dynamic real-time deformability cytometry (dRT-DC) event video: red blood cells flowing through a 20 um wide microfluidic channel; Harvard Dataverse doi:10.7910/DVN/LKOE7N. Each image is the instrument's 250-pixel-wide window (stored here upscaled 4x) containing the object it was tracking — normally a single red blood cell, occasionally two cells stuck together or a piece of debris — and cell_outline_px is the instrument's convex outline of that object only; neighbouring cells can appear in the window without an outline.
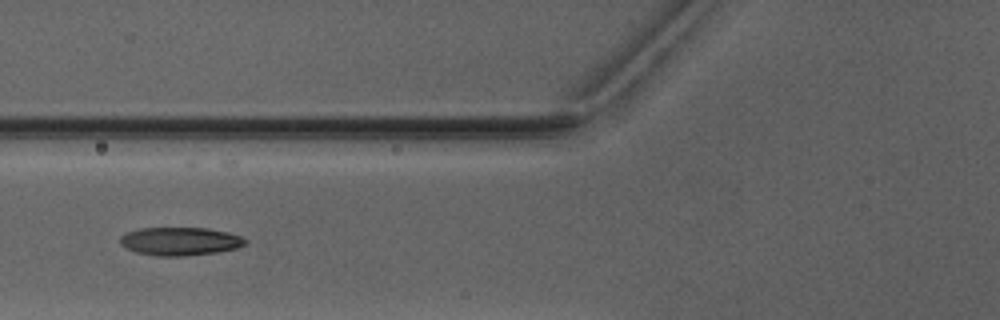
{"species": "Egyptian fruit bat (a non-hibernating species)", "species_latin": "Rousettus aegyptiacus", "temperature_condition": "warm", "stored_images_in_passage": 4, "camera_frame_rate_fps": 3000, "um_per_image_px": 0.085, "animal": {"sex": "male"}, "frame": {"image": 1, "passage_image": 4, "time_ms": 4.333, "image_size_px": [1000, 320], "cell_outline_px": [[248, 244], [236, 248], [216, 252], [184, 256], [156, 256], [136, 252], [124, 248], [120, 244], [120, 236], [128, 232], [140, 228], [208, 228], [228, 232], [240, 236], [248, 240]], "centroid_in_image_um": [15.31, 20.51], "position_along_channel_um": 110.5, "area_um2": 20.69}}